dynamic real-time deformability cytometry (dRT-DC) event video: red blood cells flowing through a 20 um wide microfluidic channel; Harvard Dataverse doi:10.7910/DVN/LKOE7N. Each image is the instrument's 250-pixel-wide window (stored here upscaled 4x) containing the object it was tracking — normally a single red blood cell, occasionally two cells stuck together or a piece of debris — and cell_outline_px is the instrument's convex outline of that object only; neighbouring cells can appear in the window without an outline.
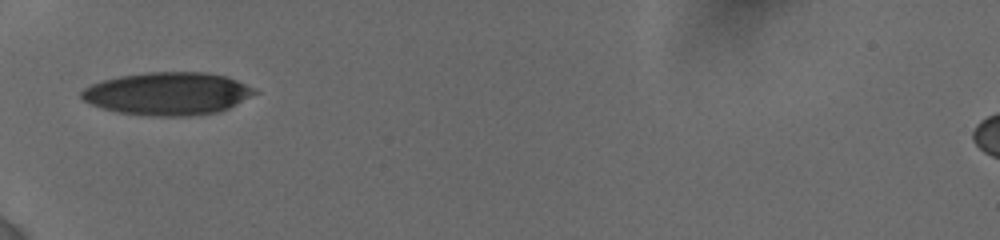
{"species": "human", "species_latin": "Homo sapiens", "temperature_condition": "cold", "stored_images_in_passage": 14, "camera_frame_rate_fps": 3000, "um_per_image_px": 0.085, "donor": {"sex": "female"}, "frame": {"image": 1, "passage_image": 1, "time_ms": 0.0, "image_size_px": [1000, 240], "cell_outline_px": [[260, 92], [228, 108], [216, 112], [188, 116], [156, 116], [116, 112], [92, 104], [84, 100], [80, 96], [80, 92], [84, 88], [92, 84], [104, 80], [120, 76], [148, 72], [204, 72], [224, 76], [236, 80], [256, 88]], "centroid_in_image_um": [14.28, 7.95], "position_along_channel_um": 70.7, "area_um2": 42.95}}
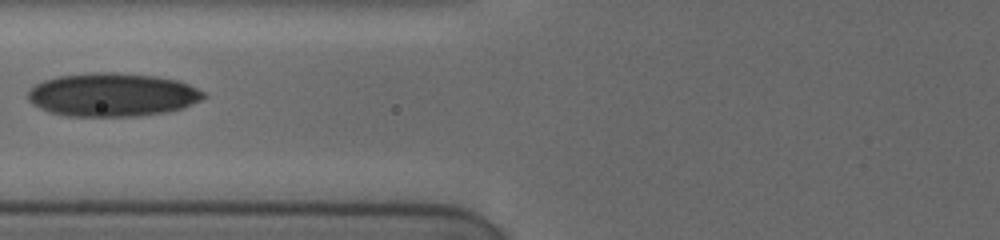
{"frame": {"image": 2, "passage_image": 5, "time_ms": 1.333, "image_size_px": [1000, 240], "cell_outline_px": [[208, 96], [184, 108], [168, 112], [136, 116], [64, 116], [48, 112], [32, 104], [28, 100], [28, 88], [44, 80], [60, 76], [92, 72], [112, 72], [156, 76], [176, 80], [188, 84], [204, 92]], "centroid_in_image_um": [9.54, 8.06], "position_along_channel_um": 116.3, "area_um2": 44.68}}
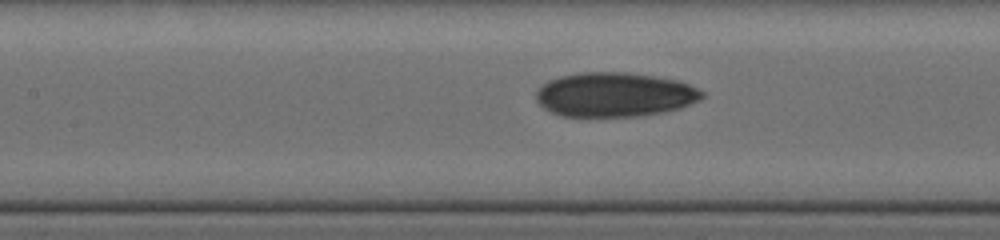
{"frame": {"image": 3, "passage_image": 10, "time_ms": 2.333, "image_size_px": [1000, 240], "cell_outline_px": [[704, 96], [700, 100], [680, 108], [664, 112], [644, 116], [560, 116], [544, 108], [536, 100], [536, 92], [548, 80], [560, 76], [580, 72], [628, 72], [680, 80], [704, 92]], "centroid_in_image_um": [52.26, 8.04], "position_along_channel_um": 155.1, "area_um2": 43.06}}